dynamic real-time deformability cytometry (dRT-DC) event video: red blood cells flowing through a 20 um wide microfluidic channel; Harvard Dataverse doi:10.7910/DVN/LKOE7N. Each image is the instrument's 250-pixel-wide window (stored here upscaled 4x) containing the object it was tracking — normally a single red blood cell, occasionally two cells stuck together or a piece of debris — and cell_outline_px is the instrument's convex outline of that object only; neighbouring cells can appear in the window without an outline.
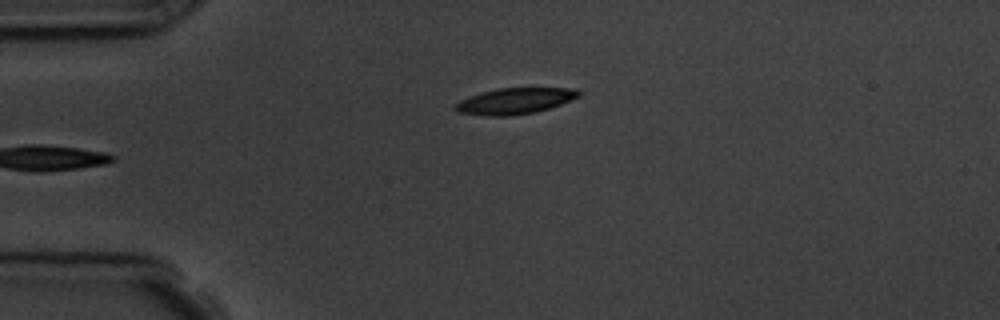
{"species": "common noctule bat (a hibernating species)", "species_latin": "Nyctalus noctula", "temperature_condition": "room temperature", "stored_images_in_passage": 5, "camera_frame_rate_fps": 3000, "um_per_image_px": 0.085, "animal": {"sex": "male", "body_mass_g": 19.5, "forearm_length_mm": 54.6}, "frame": {"image": 1, "passage_image": 5, "time_ms": 4.667, "image_size_px": [1000, 320], "cell_outline_px": [[580, 96], [560, 104], [536, 112], [508, 116], [484, 116], [456, 112], [452, 108], [452, 104], [468, 96], [480, 92], [496, 88], [576, 88], [580, 92]], "centroid_in_image_um": [43.67, 8.59], "position_along_channel_um": 41.3, "area_um2": 19.02}}